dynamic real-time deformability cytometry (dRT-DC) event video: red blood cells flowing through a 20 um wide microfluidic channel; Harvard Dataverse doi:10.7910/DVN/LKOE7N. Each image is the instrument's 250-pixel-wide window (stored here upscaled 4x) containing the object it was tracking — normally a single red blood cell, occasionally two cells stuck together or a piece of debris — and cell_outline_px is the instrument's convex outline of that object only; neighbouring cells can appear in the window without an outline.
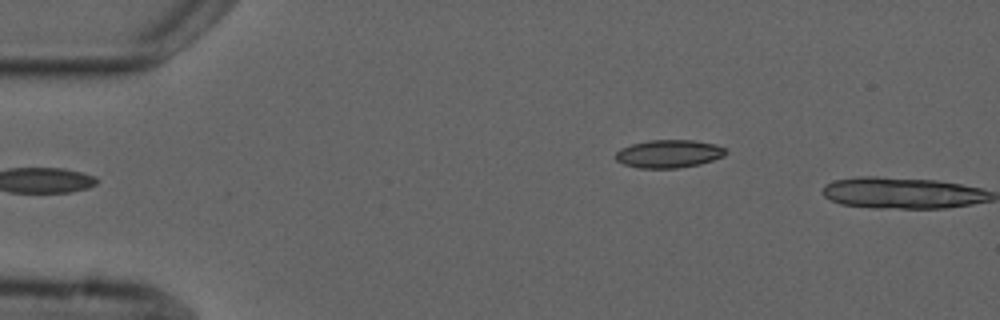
{"species": "common noctule bat (a hibernating species)", "species_latin": "Nyctalus noctula", "temperature_condition": "cold", "stored_images_in_passage": 3, "camera_frame_rate_fps": 3000, "um_per_image_px": 0.085, "animal": {"sex": "male", "forearm_length_mm": 52.5}, "frame": {"image": 1, "passage_image": 3, "time_ms": 2.667, "image_size_px": [1000, 320], "cell_outline_px": [[728, 152], [724, 156], [700, 164], [676, 168], [640, 168], [624, 164], [616, 160], [616, 152], [620, 148], [632, 144], [648, 140], [692, 140], [716, 144], [724, 148]], "centroid_in_image_um": [56.85, 13.06], "position_along_channel_um": 28.1, "area_um2": 17.92}}